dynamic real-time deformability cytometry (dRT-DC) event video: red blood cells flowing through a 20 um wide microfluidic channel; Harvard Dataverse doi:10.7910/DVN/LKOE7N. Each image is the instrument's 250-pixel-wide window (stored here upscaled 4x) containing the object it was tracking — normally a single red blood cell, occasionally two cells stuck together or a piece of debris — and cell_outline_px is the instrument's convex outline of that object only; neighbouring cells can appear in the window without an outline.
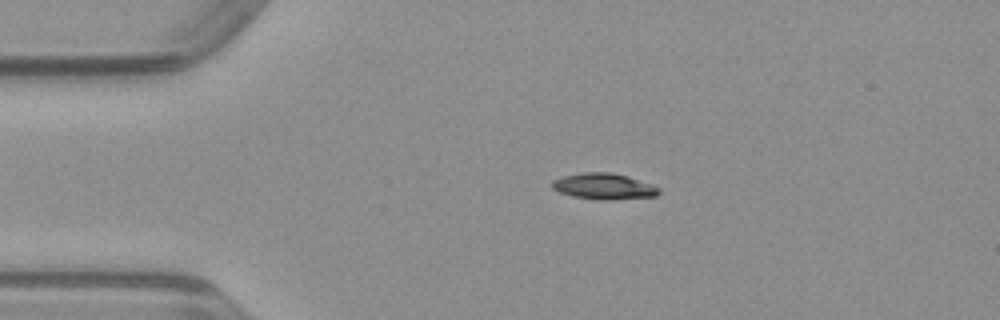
{"species": "common noctule bat (a hibernating species)", "species_latin": "Nyctalus noctula", "temperature_condition": "warm", "stored_images_in_passage": 41, "camera_frame_rate_fps": 3000, "um_per_image_px": 0.085, "animal": {"sex": "male", "body_mass_g": 23.1, "forearm_length_mm": 52.7}, "frame": {"image": 1, "passage_image": 2, "time_ms": 0.333, "image_size_px": [1000, 320], "cell_outline_px": [[660, 192], [656, 196], [608, 200], [600, 200], [572, 196], [560, 192], [552, 188], [552, 180], [564, 176], [584, 172], [608, 172], [628, 176], [652, 184], [660, 188]], "centroid_in_image_um": [51.34, 15.84], "position_along_channel_um": 33.7, "area_um2": 16.18}}
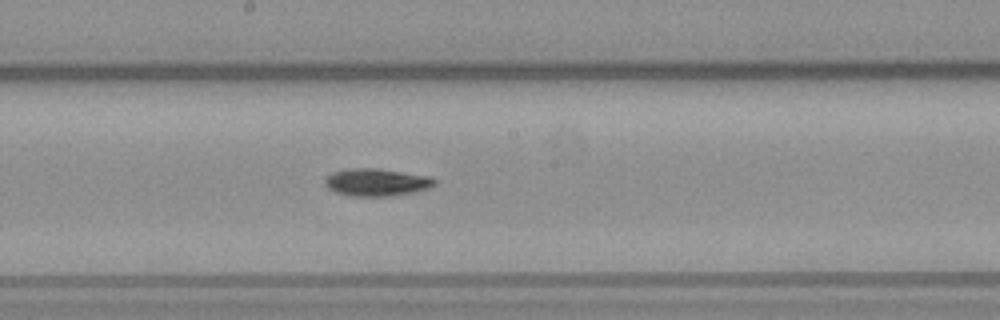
{"frame": {"image": 2, "passage_image": 18, "time_ms": 5.667, "image_size_px": [1000, 320], "cell_outline_px": [[436, 184], [428, 188], [416, 192], [388, 196], [352, 196], [336, 192], [328, 188], [324, 184], [324, 180], [332, 172], [348, 168], [376, 168], [432, 176], [436, 180]], "centroid_in_image_um": [32.03, 15.48], "position_along_channel_um": 216.2, "area_um2": 17.69}}
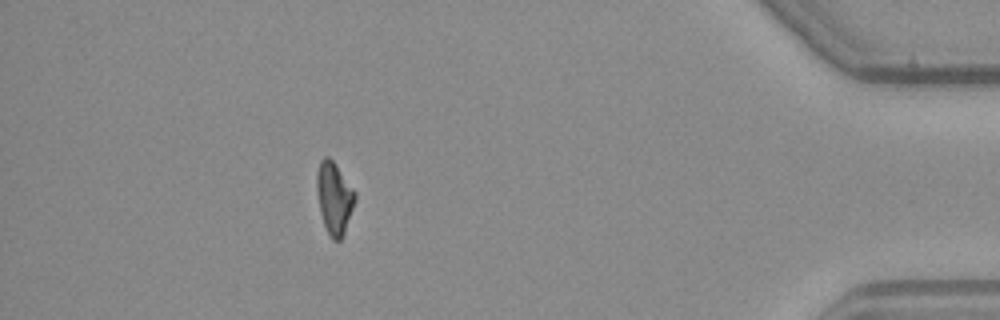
{"frame": {"image": 3, "passage_image": 36, "time_ms": 11.667, "image_size_px": [1000, 320], "cell_outline_px": [[356, 200], [344, 236], [340, 240], [332, 240], [324, 224], [320, 212], [316, 188], [316, 172], [320, 160], [324, 156], [328, 156], [336, 164], [356, 192]], "centroid_in_image_um": [28.42, 16.82], "position_along_channel_um": 406.8, "area_um2": 16.3}}